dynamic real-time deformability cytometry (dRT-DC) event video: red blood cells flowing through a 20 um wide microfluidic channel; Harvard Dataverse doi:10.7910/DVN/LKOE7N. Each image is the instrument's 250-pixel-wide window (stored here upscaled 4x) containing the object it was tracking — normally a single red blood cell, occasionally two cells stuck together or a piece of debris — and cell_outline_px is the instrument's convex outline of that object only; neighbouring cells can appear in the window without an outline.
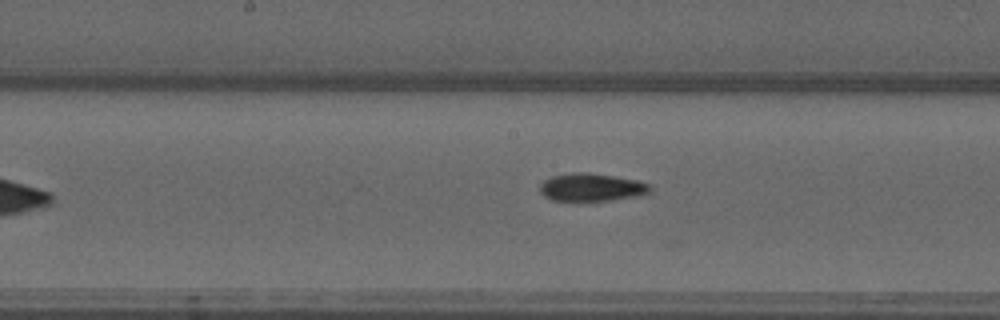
{"species": "common noctule bat (a hibernating species)", "species_latin": "Nyctalus noctula", "temperature_condition": "warm", "stored_images_in_passage": 30, "camera_frame_rate_fps": 3000, "um_per_image_px": 0.085, "animal": {"sex": "male", "forearm_length_mm": 52.5}, "frame": {"image": 1, "passage_image": 12, "time_ms": 3.667, "image_size_px": [1000, 320], "cell_outline_px": [[652, 188], [648, 192], [640, 196], [612, 200], [552, 200], [544, 196], [540, 192], [540, 184], [544, 180], [552, 176], [572, 172], [588, 172], [636, 180], [648, 184]], "centroid_in_image_um": [50.26, 15.91], "position_along_channel_um": 197.9, "area_um2": 17.74}}
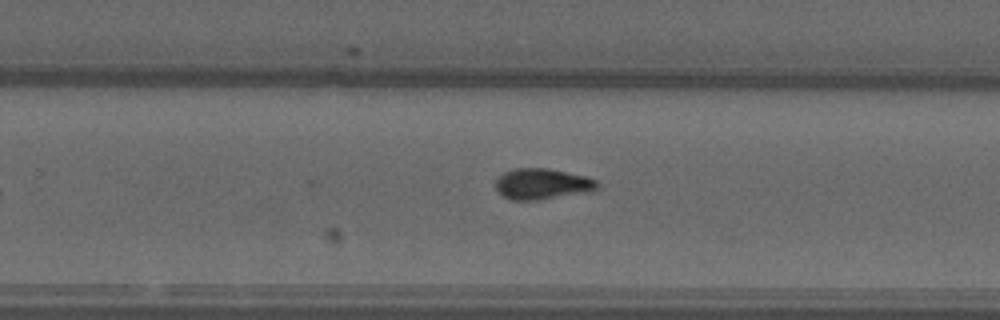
{"frame": {"image": 2, "passage_image": 19, "time_ms": 6.0, "image_size_px": [1000, 320], "cell_outline_px": [[600, 184], [596, 192], [536, 200], [512, 200], [504, 196], [496, 188], [496, 180], [504, 172], [516, 168], [548, 168], [588, 176], [596, 180]], "centroid_in_image_um": [46.19, 15.64], "position_along_channel_um": 283.6, "area_um2": 18.61}}
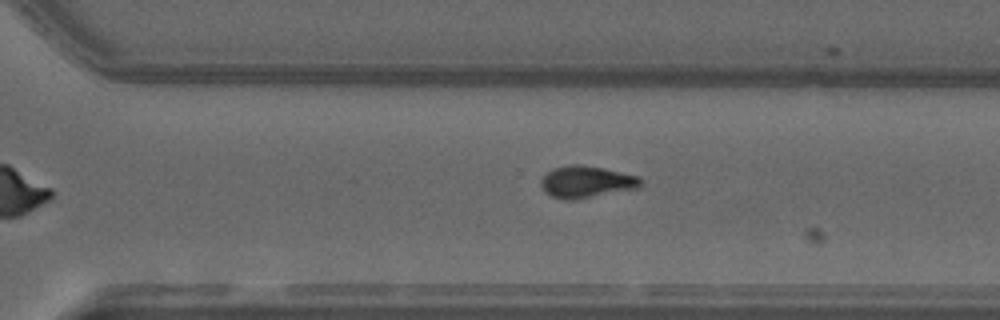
{"frame": {"image": 3, "passage_image": 22, "time_ms": 7.0, "image_size_px": [1000, 320], "cell_outline_px": [[640, 184], [636, 188], [572, 200], [564, 200], [552, 196], [544, 192], [540, 184], [540, 180], [548, 172], [556, 168], [568, 164], [580, 164], [640, 176]], "centroid_in_image_um": [49.79, 15.46], "position_along_channel_um": 320.8, "area_um2": 18.15}}